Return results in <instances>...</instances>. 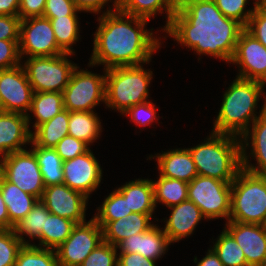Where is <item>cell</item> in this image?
Returning a JSON list of instances; mask_svg holds the SVG:
<instances>
[{
	"mask_svg": "<svg viewBox=\"0 0 266 266\" xmlns=\"http://www.w3.org/2000/svg\"><path fill=\"white\" fill-rule=\"evenodd\" d=\"M22 246L14 229H0V266H14Z\"/></svg>",
	"mask_w": 266,
	"mask_h": 266,
	"instance_id": "obj_38",
	"label": "cell"
},
{
	"mask_svg": "<svg viewBox=\"0 0 266 266\" xmlns=\"http://www.w3.org/2000/svg\"><path fill=\"white\" fill-rule=\"evenodd\" d=\"M245 30L266 47V0L256 4Z\"/></svg>",
	"mask_w": 266,
	"mask_h": 266,
	"instance_id": "obj_41",
	"label": "cell"
},
{
	"mask_svg": "<svg viewBox=\"0 0 266 266\" xmlns=\"http://www.w3.org/2000/svg\"><path fill=\"white\" fill-rule=\"evenodd\" d=\"M260 0H255L254 7L249 10H245L246 5L249 4L248 0H214L218 9L227 18L236 20L244 28L246 27L250 17L253 14L256 4Z\"/></svg>",
	"mask_w": 266,
	"mask_h": 266,
	"instance_id": "obj_39",
	"label": "cell"
},
{
	"mask_svg": "<svg viewBox=\"0 0 266 266\" xmlns=\"http://www.w3.org/2000/svg\"><path fill=\"white\" fill-rule=\"evenodd\" d=\"M0 165H1V162H2V159H3V155L0 153Z\"/></svg>",
	"mask_w": 266,
	"mask_h": 266,
	"instance_id": "obj_55",
	"label": "cell"
},
{
	"mask_svg": "<svg viewBox=\"0 0 266 266\" xmlns=\"http://www.w3.org/2000/svg\"><path fill=\"white\" fill-rule=\"evenodd\" d=\"M175 8L181 3L182 0H168Z\"/></svg>",
	"mask_w": 266,
	"mask_h": 266,
	"instance_id": "obj_53",
	"label": "cell"
},
{
	"mask_svg": "<svg viewBox=\"0 0 266 266\" xmlns=\"http://www.w3.org/2000/svg\"><path fill=\"white\" fill-rule=\"evenodd\" d=\"M188 200L195 203L206 220L225 218L231 211V183L197 175L188 183Z\"/></svg>",
	"mask_w": 266,
	"mask_h": 266,
	"instance_id": "obj_8",
	"label": "cell"
},
{
	"mask_svg": "<svg viewBox=\"0 0 266 266\" xmlns=\"http://www.w3.org/2000/svg\"><path fill=\"white\" fill-rule=\"evenodd\" d=\"M229 221L266 225V175L238 172L231 183Z\"/></svg>",
	"mask_w": 266,
	"mask_h": 266,
	"instance_id": "obj_6",
	"label": "cell"
},
{
	"mask_svg": "<svg viewBox=\"0 0 266 266\" xmlns=\"http://www.w3.org/2000/svg\"><path fill=\"white\" fill-rule=\"evenodd\" d=\"M81 12L74 5L73 0H46L43 17L52 19L54 17L77 16Z\"/></svg>",
	"mask_w": 266,
	"mask_h": 266,
	"instance_id": "obj_45",
	"label": "cell"
},
{
	"mask_svg": "<svg viewBox=\"0 0 266 266\" xmlns=\"http://www.w3.org/2000/svg\"><path fill=\"white\" fill-rule=\"evenodd\" d=\"M240 138L242 168L254 174L266 175V110L250 125L249 129ZM247 147L251 148L249 155H247ZM250 156L256 159L257 164L250 163L251 160H248Z\"/></svg>",
	"mask_w": 266,
	"mask_h": 266,
	"instance_id": "obj_18",
	"label": "cell"
},
{
	"mask_svg": "<svg viewBox=\"0 0 266 266\" xmlns=\"http://www.w3.org/2000/svg\"><path fill=\"white\" fill-rule=\"evenodd\" d=\"M156 105L151 101H145L143 103H139L137 105H133L122 115H127L130 117V121L135 123L137 126L145 127L146 125H151L155 120L159 118L157 116V110L155 108Z\"/></svg>",
	"mask_w": 266,
	"mask_h": 266,
	"instance_id": "obj_42",
	"label": "cell"
},
{
	"mask_svg": "<svg viewBox=\"0 0 266 266\" xmlns=\"http://www.w3.org/2000/svg\"><path fill=\"white\" fill-rule=\"evenodd\" d=\"M206 139L187 148L198 175L232 183L242 169L241 138L212 132Z\"/></svg>",
	"mask_w": 266,
	"mask_h": 266,
	"instance_id": "obj_4",
	"label": "cell"
},
{
	"mask_svg": "<svg viewBox=\"0 0 266 266\" xmlns=\"http://www.w3.org/2000/svg\"><path fill=\"white\" fill-rule=\"evenodd\" d=\"M198 262V263H197ZM194 263H197V266H224L223 263L218 258V255L210 247L207 254L200 261L197 260V257L194 258Z\"/></svg>",
	"mask_w": 266,
	"mask_h": 266,
	"instance_id": "obj_51",
	"label": "cell"
},
{
	"mask_svg": "<svg viewBox=\"0 0 266 266\" xmlns=\"http://www.w3.org/2000/svg\"><path fill=\"white\" fill-rule=\"evenodd\" d=\"M101 207L97 208L93 219L103 228L108 222L127 217L131 210H128L127 199L117 190H113L106 198Z\"/></svg>",
	"mask_w": 266,
	"mask_h": 266,
	"instance_id": "obj_35",
	"label": "cell"
},
{
	"mask_svg": "<svg viewBox=\"0 0 266 266\" xmlns=\"http://www.w3.org/2000/svg\"><path fill=\"white\" fill-rule=\"evenodd\" d=\"M21 18L0 15V40H19Z\"/></svg>",
	"mask_w": 266,
	"mask_h": 266,
	"instance_id": "obj_46",
	"label": "cell"
},
{
	"mask_svg": "<svg viewBox=\"0 0 266 266\" xmlns=\"http://www.w3.org/2000/svg\"><path fill=\"white\" fill-rule=\"evenodd\" d=\"M14 227L15 226L9 220L7 206L0 190V229H14Z\"/></svg>",
	"mask_w": 266,
	"mask_h": 266,
	"instance_id": "obj_52",
	"label": "cell"
},
{
	"mask_svg": "<svg viewBox=\"0 0 266 266\" xmlns=\"http://www.w3.org/2000/svg\"><path fill=\"white\" fill-rule=\"evenodd\" d=\"M244 29L225 17L214 1L182 0L162 31L199 56L210 55L230 63Z\"/></svg>",
	"mask_w": 266,
	"mask_h": 266,
	"instance_id": "obj_1",
	"label": "cell"
},
{
	"mask_svg": "<svg viewBox=\"0 0 266 266\" xmlns=\"http://www.w3.org/2000/svg\"><path fill=\"white\" fill-rule=\"evenodd\" d=\"M49 214L50 212L45 204L41 200H38L31 211L15 225V233L23 244H32L24 236H28L32 240H37L40 237L42 228H44L45 217Z\"/></svg>",
	"mask_w": 266,
	"mask_h": 266,
	"instance_id": "obj_33",
	"label": "cell"
},
{
	"mask_svg": "<svg viewBox=\"0 0 266 266\" xmlns=\"http://www.w3.org/2000/svg\"><path fill=\"white\" fill-rule=\"evenodd\" d=\"M265 84L236 77L223 94L221 108L214 121V133L231 134L241 137L265 110ZM264 95V104L258 112L259 97ZM256 113V114H255ZM251 121V122H250Z\"/></svg>",
	"mask_w": 266,
	"mask_h": 266,
	"instance_id": "obj_3",
	"label": "cell"
},
{
	"mask_svg": "<svg viewBox=\"0 0 266 266\" xmlns=\"http://www.w3.org/2000/svg\"><path fill=\"white\" fill-rule=\"evenodd\" d=\"M118 266H156V261L139 253H118Z\"/></svg>",
	"mask_w": 266,
	"mask_h": 266,
	"instance_id": "obj_49",
	"label": "cell"
},
{
	"mask_svg": "<svg viewBox=\"0 0 266 266\" xmlns=\"http://www.w3.org/2000/svg\"><path fill=\"white\" fill-rule=\"evenodd\" d=\"M225 229L242 248L248 266H258L266 259V225L228 221Z\"/></svg>",
	"mask_w": 266,
	"mask_h": 266,
	"instance_id": "obj_17",
	"label": "cell"
},
{
	"mask_svg": "<svg viewBox=\"0 0 266 266\" xmlns=\"http://www.w3.org/2000/svg\"><path fill=\"white\" fill-rule=\"evenodd\" d=\"M258 266H266V259Z\"/></svg>",
	"mask_w": 266,
	"mask_h": 266,
	"instance_id": "obj_54",
	"label": "cell"
},
{
	"mask_svg": "<svg viewBox=\"0 0 266 266\" xmlns=\"http://www.w3.org/2000/svg\"><path fill=\"white\" fill-rule=\"evenodd\" d=\"M100 118L94 111L70 112L68 135L88 145L93 144L102 133Z\"/></svg>",
	"mask_w": 266,
	"mask_h": 266,
	"instance_id": "obj_27",
	"label": "cell"
},
{
	"mask_svg": "<svg viewBox=\"0 0 266 266\" xmlns=\"http://www.w3.org/2000/svg\"><path fill=\"white\" fill-rule=\"evenodd\" d=\"M116 246L101 242L80 266H118Z\"/></svg>",
	"mask_w": 266,
	"mask_h": 266,
	"instance_id": "obj_40",
	"label": "cell"
},
{
	"mask_svg": "<svg viewBox=\"0 0 266 266\" xmlns=\"http://www.w3.org/2000/svg\"><path fill=\"white\" fill-rule=\"evenodd\" d=\"M34 90L22 64L0 70L1 111L27 115L28 127L32 119L29 110Z\"/></svg>",
	"mask_w": 266,
	"mask_h": 266,
	"instance_id": "obj_13",
	"label": "cell"
},
{
	"mask_svg": "<svg viewBox=\"0 0 266 266\" xmlns=\"http://www.w3.org/2000/svg\"><path fill=\"white\" fill-rule=\"evenodd\" d=\"M20 0H0V15L18 16Z\"/></svg>",
	"mask_w": 266,
	"mask_h": 266,
	"instance_id": "obj_50",
	"label": "cell"
},
{
	"mask_svg": "<svg viewBox=\"0 0 266 266\" xmlns=\"http://www.w3.org/2000/svg\"><path fill=\"white\" fill-rule=\"evenodd\" d=\"M211 248L224 266H248L242 248L225 228Z\"/></svg>",
	"mask_w": 266,
	"mask_h": 266,
	"instance_id": "obj_36",
	"label": "cell"
},
{
	"mask_svg": "<svg viewBox=\"0 0 266 266\" xmlns=\"http://www.w3.org/2000/svg\"><path fill=\"white\" fill-rule=\"evenodd\" d=\"M153 216L132 212L127 217L108 222L102 228L103 241L116 246L134 234L143 233L154 225Z\"/></svg>",
	"mask_w": 266,
	"mask_h": 266,
	"instance_id": "obj_23",
	"label": "cell"
},
{
	"mask_svg": "<svg viewBox=\"0 0 266 266\" xmlns=\"http://www.w3.org/2000/svg\"><path fill=\"white\" fill-rule=\"evenodd\" d=\"M78 68L73 71L63 91L64 109L69 112L93 111L100 102L105 104L106 69L101 75Z\"/></svg>",
	"mask_w": 266,
	"mask_h": 266,
	"instance_id": "obj_9",
	"label": "cell"
},
{
	"mask_svg": "<svg viewBox=\"0 0 266 266\" xmlns=\"http://www.w3.org/2000/svg\"><path fill=\"white\" fill-rule=\"evenodd\" d=\"M171 214L163 227L171 243L179 242L183 238L191 236L201 220L206 219L200 208L190 200L169 207Z\"/></svg>",
	"mask_w": 266,
	"mask_h": 266,
	"instance_id": "obj_20",
	"label": "cell"
},
{
	"mask_svg": "<svg viewBox=\"0 0 266 266\" xmlns=\"http://www.w3.org/2000/svg\"><path fill=\"white\" fill-rule=\"evenodd\" d=\"M155 155H150L148 159H153V157L157 159L159 176L189 183L198 175L191 153L187 148L171 149Z\"/></svg>",
	"mask_w": 266,
	"mask_h": 266,
	"instance_id": "obj_22",
	"label": "cell"
},
{
	"mask_svg": "<svg viewBox=\"0 0 266 266\" xmlns=\"http://www.w3.org/2000/svg\"><path fill=\"white\" fill-rule=\"evenodd\" d=\"M119 10L133 16L152 19L156 14H166V24L169 25L176 8L168 0H120Z\"/></svg>",
	"mask_w": 266,
	"mask_h": 266,
	"instance_id": "obj_28",
	"label": "cell"
},
{
	"mask_svg": "<svg viewBox=\"0 0 266 266\" xmlns=\"http://www.w3.org/2000/svg\"><path fill=\"white\" fill-rule=\"evenodd\" d=\"M64 110L63 93L60 92H34L29 112L36 119L32 125H39L51 120L55 115Z\"/></svg>",
	"mask_w": 266,
	"mask_h": 266,
	"instance_id": "obj_30",
	"label": "cell"
},
{
	"mask_svg": "<svg viewBox=\"0 0 266 266\" xmlns=\"http://www.w3.org/2000/svg\"><path fill=\"white\" fill-rule=\"evenodd\" d=\"M117 190L127 199L128 210L153 216L156 209L154 189L151 179H136L118 187Z\"/></svg>",
	"mask_w": 266,
	"mask_h": 266,
	"instance_id": "obj_24",
	"label": "cell"
},
{
	"mask_svg": "<svg viewBox=\"0 0 266 266\" xmlns=\"http://www.w3.org/2000/svg\"><path fill=\"white\" fill-rule=\"evenodd\" d=\"M19 40H0V70L20 65Z\"/></svg>",
	"mask_w": 266,
	"mask_h": 266,
	"instance_id": "obj_44",
	"label": "cell"
},
{
	"mask_svg": "<svg viewBox=\"0 0 266 266\" xmlns=\"http://www.w3.org/2000/svg\"><path fill=\"white\" fill-rule=\"evenodd\" d=\"M14 266H59L55 250L23 244Z\"/></svg>",
	"mask_w": 266,
	"mask_h": 266,
	"instance_id": "obj_37",
	"label": "cell"
},
{
	"mask_svg": "<svg viewBox=\"0 0 266 266\" xmlns=\"http://www.w3.org/2000/svg\"><path fill=\"white\" fill-rule=\"evenodd\" d=\"M31 132L27 115L0 111V153L2 155L24 150L25 145L31 143Z\"/></svg>",
	"mask_w": 266,
	"mask_h": 266,
	"instance_id": "obj_21",
	"label": "cell"
},
{
	"mask_svg": "<svg viewBox=\"0 0 266 266\" xmlns=\"http://www.w3.org/2000/svg\"><path fill=\"white\" fill-rule=\"evenodd\" d=\"M78 19V16L54 17L50 19L57 45L65 53H75L72 46L80 39Z\"/></svg>",
	"mask_w": 266,
	"mask_h": 266,
	"instance_id": "obj_34",
	"label": "cell"
},
{
	"mask_svg": "<svg viewBox=\"0 0 266 266\" xmlns=\"http://www.w3.org/2000/svg\"><path fill=\"white\" fill-rule=\"evenodd\" d=\"M152 181L154 189V202L165 204L167 208L188 200V183L173 178L159 176Z\"/></svg>",
	"mask_w": 266,
	"mask_h": 266,
	"instance_id": "obj_32",
	"label": "cell"
},
{
	"mask_svg": "<svg viewBox=\"0 0 266 266\" xmlns=\"http://www.w3.org/2000/svg\"><path fill=\"white\" fill-rule=\"evenodd\" d=\"M0 190L7 206L9 220L14 226L31 211L39 200L33 195L22 191L15 184L7 181L1 174Z\"/></svg>",
	"mask_w": 266,
	"mask_h": 266,
	"instance_id": "obj_25",
	"label": "cell"
},
{
	"mask_svg": "<svg viewBox=\"0 0 266 266\" xmlns=\"http://www.w3.org/2000/svg\"><path fill=\"white\" fill-rule=\"evenodd\" d=\"M73 54L28 57L22 63L34 92L63 93L77 65L68 59Z\"/></svg>",
	"mask_w": 266,
	"mask_h": 266,
	"instance_id": "obj_7",
	"label": "cell"
},
{
	"mask_svg": "<svg viewBox=\"0 0 266 266\" xmlns=\"http://www.w3.org/2000/svg\"><path fill=\"white\" fill-rule=\"evenodd\" d=\"M46 0H20L18 16L21 20L43 16Z\"/></svg>",
	"mask_w": 266,
	"mask_h": 266,
	"instance_id": "obj_47",
	"label": "cell"
},
{
	"mask_svg": "<svg viewBox=\"0 0 266 266\" xmlns=\"http://www.w3.org/2000/svg\"><path fill=\"white\" fill-rule=\"evenodd\" d=\"M31 150L37 158L45 187L62 184L64 180L63 160L55 149L31 146Z\"/></svg>",
	"mask_w": 266,
	"mask_h": 266,
	"instance_id": "obj_31",
	"label": "cell"
},
{
	"mask_svg": "<svg viewBox=\"0 0 266 266\" xmlns=\"http://www.w3.org/2000/svg\"><path fill=\"white\" fill-rule=\"evenodd\" d=\"M73 2L78 10L95 14H100L101 9L109 2H113V11L119 10L120 4V0H73Z\"/></svg>",
	"mask_w": 266,
	"mask_h": 266,
	"instance_id": "obj_48",
	"label": "cell"
},
{
	"mask_svg": "<svg viewBox=\"0 0 266 266\" xmlns=\"http://www.w3.org/2000/svg\"><path fill=\"white\" fill-rule=\"evenodd\" d=\"M54 149L63 161H68L88 152L90 147L87 143L67 135L58 142Z\"/></svg>",
	"mask_w": 266,
	"mask_h": 266,
	"instance_id": "obj_43",
	"label": "cell"
},
{
	"mask_svg": "<svg viewBox=\"0 0 266 266\" xmlns=\"http://www.w3.org/2000/svg\"><path fill=\"white\" fill-rule=\"evenodd\" d=\"M170 242L162 228L154 224L143 233L134 234L116 245L119 253H139L145 258L157 261L168 250Z\"/></svg>",
	"mask_w": 266,
	"mask_h": 266,
	"instance_id": "obj_19",
	"label": "cell"
},
{
	"mask_svg": "<svg viewBox=\"0 0 266 266\" xmlns=\"http://www.w3.org/2000/svg\"><path fill=\"white\" fill-rule=\"evenodd\" d=\"M63 183L88 198L99 187L103 173L91 149L71 160L63 161Z\"/></svg>",
	"mask_w": 266,
	"mask_h": 266,
	"instance_id": "obj_16",
	"label": "cell"
},
{
	"mask_svg": "<svg viewBox=\"0 0 266 266\" xmlns=\"http://www.w3.org/2000/svg\"><path fill=\"white\" fill-rule=\"evenodd\" d=\"M103 242L102 227L91 218L76 224L69 237L55 250L59 266H80Z\"/></svg>",
	"mask_w": 266,
	"mask_h": 266,
	"instance_id": "obj_12",
	"label": "cell"
},
{
	"mask_svg": "<svg viewBox=\"0 0 266 266\" xmlns=\"http://www.w3.org/2000/svg\"><path fill=\"white\" fill-rule=\"evenodd\" d=\"M148 21L120 10L113 11L109 6L98 17L89 67L104 65L103 69H109L151 62L152 55L161 47V38L153 36V28L145 29Z\"/></svg>",
	"mask_w": 266,
	"mask_h": 266,
	"instance_id": "obj_2",
	"label": "cell"
},
{
	"mask_svg": "<svg viewBox=\"0 0 266 266\" xmlns=\"http://www.w3.org/2000/svg\"><path fill=\"white\" fill-rule=\"evenodd\" d=\"M230 63L240 68L236 77L266 85V47L245 29L239 35Z\"/></svg>",
	"mask_w": 266,
	"mask_h": 266,
	"instance_id": "obj_14",
	"label": "cell"
},
{
	"mask_svg": "<svg viewBox=\"0 0 266 266\" xmlns=\"http://www.w3.org/2000/svg\"><path fill=\"white\" fill-rule=\"evenodd\" d=\"M105 106L123 114L133 105L148 101L153 72L136 66L106 69Z\"/></svg>",
	"mask_w": 266,
	"mask_h": 266,
	"instance_id": "obj_5",
	"label": "cell"
},
{
	"mask_svg": "<svg viewBox=\"0 0 266 266\" xmlns=\"http://www.w3.org/2000/svg\"><path fill=\"white\" fill-rule=\"evenodd\" d=\"M88 199L83 193L64 183L45 187L40 198L51 214L72 220L76 224L86 222Z\"/></svg>",
	"mask_w": 266,
	"mask_h": 266,
	"instance_id": "obj_15",
	"label": "cell"
},
{
	"mask_svg": "<svg viewBox=\"0 0 266 266\" xmlns=\"http://www.w3.org/2000/svg\"><path fill=\"white\" fill-rule=\"evenodd\" d=\"M75 225L72 220L50 213L45 217L44 228L38 238L40 243L35 246L56 250L69 237Z\"/></svg>",
	"mask_w": 266,
	"mask_h": 266,
	"instance_id": "obj_29",
	"label": "cell"
},
{
	"mask_svg": "<svg viewBox=\"0 0 266 266\" xmlns=\"http://www.w3.org/2000/svg\"><path fill=\"white\" fill-rule=\"evenodd\" d=\"M19 53L22 60L26 55L56 56L65 52L57 45L50 19L38 16L21 20Z\"/></svg>",
	"mask_w": 266,
	"mask_h": 266,
	"instance_id": "obj_11",
	"label": "cell"
},
{
	"mask_svg": "<svg viewBox=\"0 0 266 266\" xmlns=\"http://www.w3.org/2000/svg\"><path fill=\"white\" fill-rule=\"evenodd\" d=\"M0 174L22 191L39 200L42 197L45 185L37 158L31 149L3 155Z\"/></svg>",
	"mask_w": 266,
	"mask_h": 266,
	"instance_id": "obj_10",
	"label": "cell"
},
{
	"mask_svg": "<svg viewBox=\"0 0 266 266\" xmlns=\"http://www.w3.org/2000/svg\"><path fill=\"white\" fill-rule=\"evenodd\" d=\"M70 112L66 109L44 122L31 132V145L44 148H54L58 142L68 135Z\"/></svg>",
	"mask_w": 266,
	"mask_h": 266,
	"instance_id": "obj_26",
	"label": "cell"
}]
</instances>
